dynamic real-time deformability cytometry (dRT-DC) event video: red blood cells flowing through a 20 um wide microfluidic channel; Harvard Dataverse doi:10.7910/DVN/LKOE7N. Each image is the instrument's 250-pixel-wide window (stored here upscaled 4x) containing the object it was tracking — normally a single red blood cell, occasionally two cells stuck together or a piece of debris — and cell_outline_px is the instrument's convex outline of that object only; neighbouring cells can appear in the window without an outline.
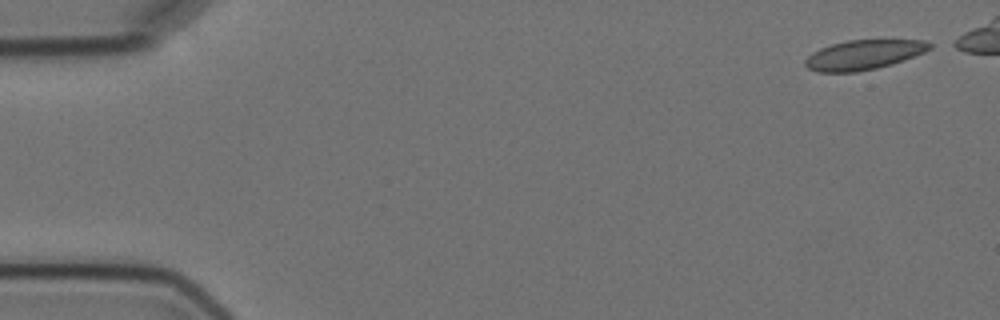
{"species": "Egyptian fruit bat (a non-hibernating species)", "species_latin": "Rousettus aegyptiacus", "temperature_condition": "cold", "stored_images_in_passage": 6, "camera_frame_rate_fps": 3000, "um_per_image_px": 0.085, "animal": {"sex": "female"}, "frame": {"image": 1, "passage_image": 1, "time_ms": 0.0, "image_size_px": [1000, 320], "cell_outline_px": [[936, 44], [932, 48], [924, 52], [904, 60], [892, 64], [876, 68], [856, 72], [816, 72], [808, 68], [804, 64], [804, 60], [812, 52], [820, 48], [832, 44], [848, 40], [928, 40]], "centroid_in_image_um": [73.44, 4.65], "position_along_channel_um": 11.6, "area_um2": 21.68}}